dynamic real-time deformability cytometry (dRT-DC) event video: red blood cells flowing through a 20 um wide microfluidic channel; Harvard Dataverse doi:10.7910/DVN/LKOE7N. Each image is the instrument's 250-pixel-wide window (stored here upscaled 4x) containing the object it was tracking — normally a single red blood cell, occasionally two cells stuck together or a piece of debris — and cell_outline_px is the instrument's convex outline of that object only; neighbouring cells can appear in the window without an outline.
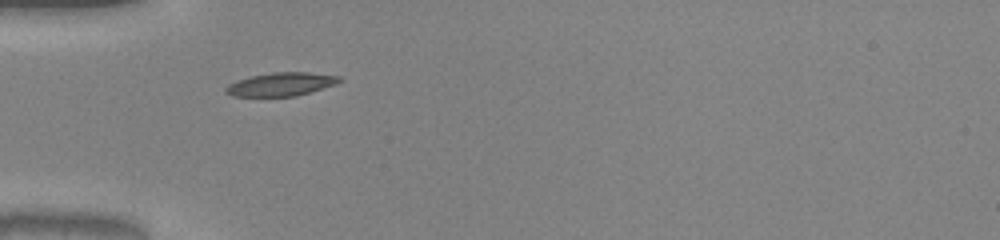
{"species": "common noctule bat (a hibernating species)", "species_latin": "Nyctalus noctula", "temperature_condition": "warm", "stored_images_in_passage": 36, "camera_frame_rate_fps": 3000, "um_per_image_px": 0.085, "animal": {"sex": "male", "body_mass_g": 20.0, "forearm_length_mm": 53.3}, "frame": {"image": 1, "passage_image": 1, "time_ms": 0.0, "image_size_px": [1000, 240], "cell_outline_px": [[344, 80], [336, 84], [296, 96], [232, 96], [224, 92], [224, 88], [228, 84], [236, 80], [252, 76], [272, 72], [308, 72], [340, 76]], "centroid_in_image_um": [23.88, 7.15], "position_along_channel_um": 61.1, "area_um2": 15.55}}
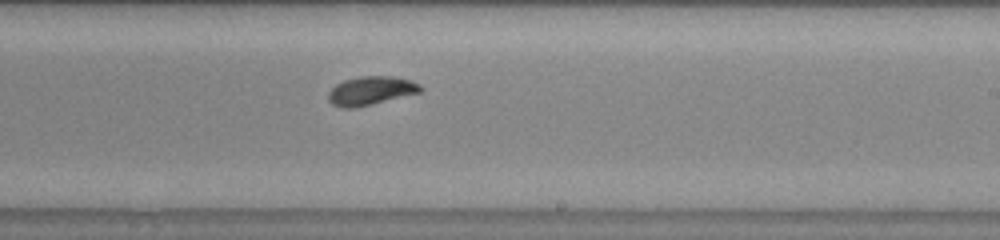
{"frame": {"image": 2, "passage_image": 16, "time_ms": 5.0, "image_size_px": [1000, 240], "cell_outline_px": [[424, 88], [420, 92], [372, 104], [352, 108], [340, 108], [332, 104], [328, 100], [328, 92], [336, 84], [344, 80], [360, 76], [392, 76], [412, 80], [420, 84]], "centroid_in_image_um": [31.52, 7.7], "position_along_channel_um": 257.5, "area_um2": 15.43}}
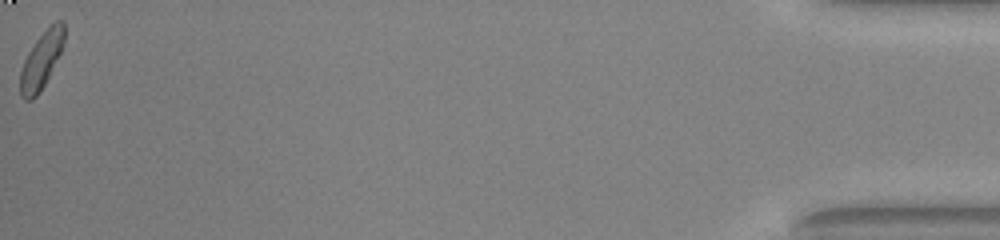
{"frame": {"image": 3, "passage_image": 36, "time_ms": 11.667, "image_size_px": [1000, 240], "cell_outline_px": [[64, 40], [60, 52], [40, 92], [32, 100], [24, 100], [20, 96], [20, 72], [24, 60], [28, 52], [36, 40], [56, 20], [64, 20]], "centroid_in_image_um": [3.49, 5.14], "position_along_channel_um": 431.7, "area_um2": 14.22}, "authors_computed_cell_mechanics": {"area_um2": 15.2014, "velocity_mm_per_s": 4.0246, "shape_relaxation_time_tau1_ms": 2.6664, "shape_relaxation_time_tau2_ms": 9.0497, "deformation_change_tau1": 0.1313, "deformation_change_tau2": 0.1159}}